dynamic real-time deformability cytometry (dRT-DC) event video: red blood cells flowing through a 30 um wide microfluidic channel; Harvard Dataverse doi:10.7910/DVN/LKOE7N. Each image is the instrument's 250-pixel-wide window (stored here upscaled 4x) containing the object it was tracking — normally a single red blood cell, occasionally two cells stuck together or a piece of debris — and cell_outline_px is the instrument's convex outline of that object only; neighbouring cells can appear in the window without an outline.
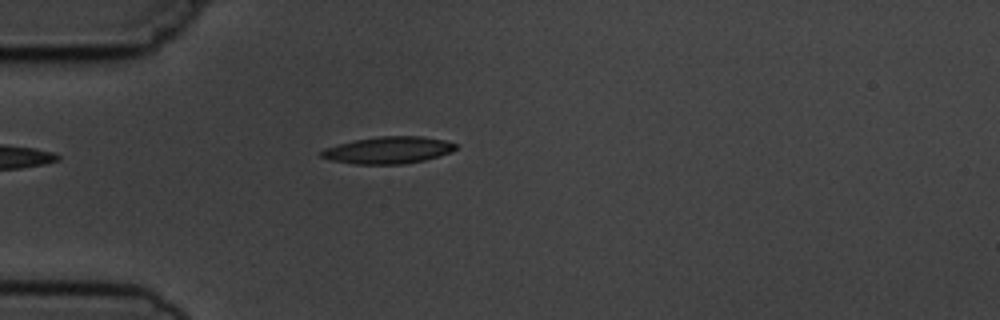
{"species": "common noctule bat (a hibernating species)", "species_latin": "Nyctalus noctula", "temperature_condition": "cold", "stored_images_in_passage": 5, "camera_frame_rate_fps": 3000, "um_per_image_px": 0.085, "animal": {"sex": "male", "body_mass_g": 19.5, "forearm_length_mm": 54.6}, "frame": {"image": 1, "passage_image": 5, "time_ms": 4.667, "image_size_px": [1000, 320], "cell_outline_px": [[456, 148], [452, 152], [440, 156], [424, 160], [404, 164], [352, 164], [332, 160], [320, 156], [320, 152], [324, 148], [352, 140], [380, 136], [420, 136], [444, 140], [456, 144]], "centroid_in_image_um": [32.99, 12.76], "position_along_channel_um": 52.0, "area_um2": 21.15}}